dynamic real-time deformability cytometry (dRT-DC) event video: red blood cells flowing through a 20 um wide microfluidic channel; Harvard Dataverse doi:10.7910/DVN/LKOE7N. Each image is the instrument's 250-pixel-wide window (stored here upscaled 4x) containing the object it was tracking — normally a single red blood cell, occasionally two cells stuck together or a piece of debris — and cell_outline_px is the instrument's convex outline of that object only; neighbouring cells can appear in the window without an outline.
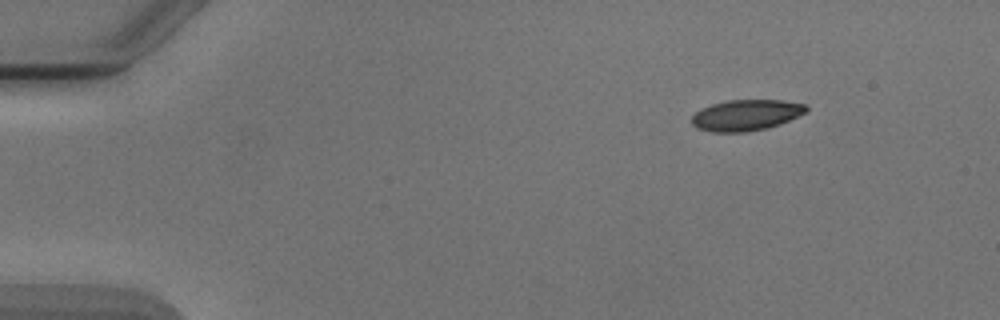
{"species": "Egyptian fruit bat (a non-hibernating species)", "species_latin": "Rousettus aegyptiacus", "temperature_condition": "cold", "stored_images_in_passage": 6, "camera_frame_rate_fps": 3000, "um_per_image_px": 0.085, "animal": {"sex": "male"}, "frame": {"image": 1, "passage_image": 1, "time_ms": 0.0, "image_size_px": [1000, 320], "cell_outline_px": [[808, 112], [780, 124], [764, 128], [744, 132], [712, 132], [696, 128], [692, 124], [692, 116], [696, 112], [712, 104], [728, 100], [780, 100], [804, 104], [808, 108]], "centroid_in_image_um": [63.42, 9.79], "position_along_channel_um": 21.6, "area_um2": 20.52}}
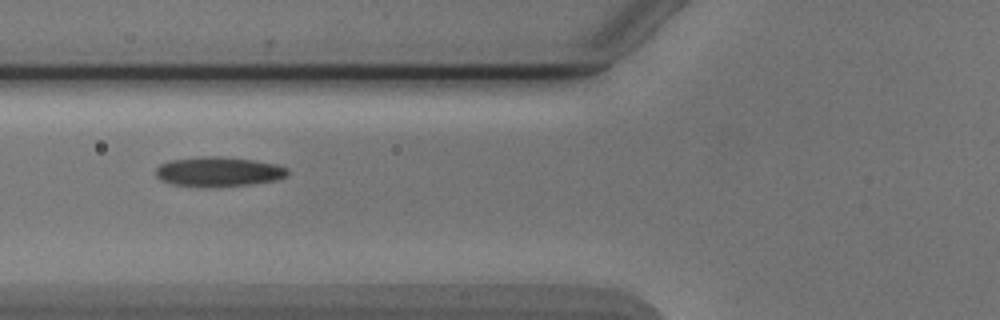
{"frame": {"image": 2, "passage_image": 5, "time_ms": 4.667, "image_size_px": [1000, 320], "cell_outline_px": [[288, 176], [276, 180], [252, 184], [172, 184], [160, 180], [156, 176], [156, 168], [160, 164], [172, 160], [204, 156], [220, 156], [256, 160], [276, 164], [288, 168]], "centroid_in_image_um": [18.63, 14.54], "position_along_channel_um": 107.2, "area_um2": 21.96}}
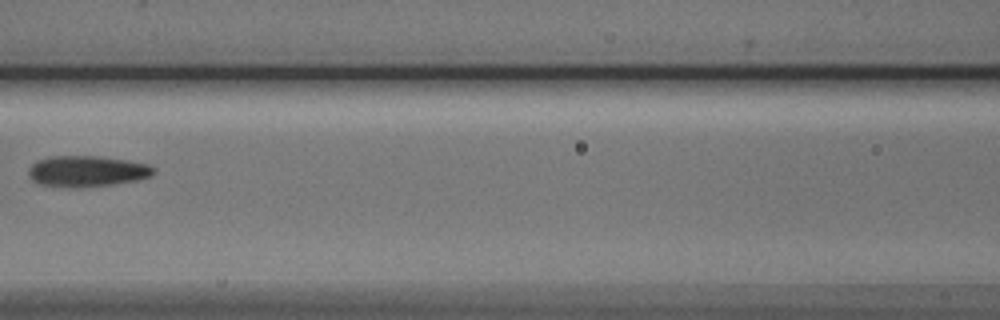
{"frame": {"image": 3, "passage_image": 6, "time_ms": 6.0, "image_size_px": [1000, 320], "cell_outline_px": [[156, 172], [152, 176], [136, 180], [112, 184], [76, 188], [68, 188], [40, 184], [32, 180], [28, 176], [28, 168], [36, 160], [48, 156], [100, 156], [128, 160], [148, 164], [156, 168]], "centroid_in_image_um": [7.38, 14.55], "position_along_channel_um": 159.2, "area_um2": 22.95}}